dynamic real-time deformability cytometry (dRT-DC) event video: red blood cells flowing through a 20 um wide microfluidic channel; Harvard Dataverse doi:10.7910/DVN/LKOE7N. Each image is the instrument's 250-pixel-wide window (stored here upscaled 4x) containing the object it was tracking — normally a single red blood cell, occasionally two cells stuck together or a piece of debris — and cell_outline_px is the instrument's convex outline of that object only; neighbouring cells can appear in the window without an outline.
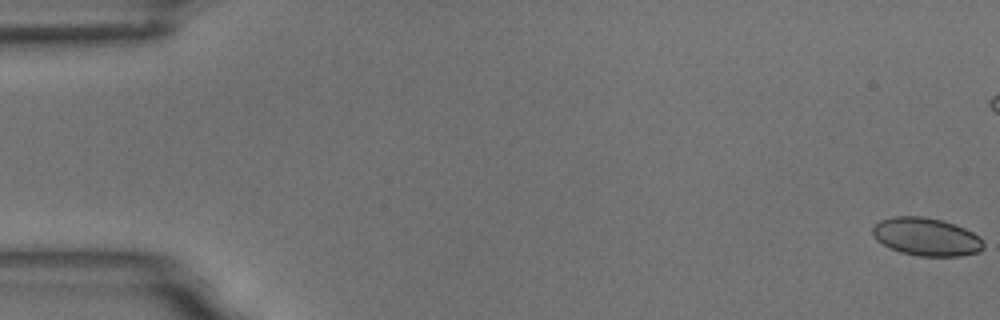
{"species": "common noctule bat (a hibernating species)", "species_latin": "Nyctalus noctula", "temperature_condition": "room temperature", "stored_images_in_passage": 11, "camera_frame_rate_fps": 3000, "um_per_image_px": 0.085, "animal": {"sex": "male", "body_mass_g": 18.8}, "frame": {"image": 1, "passage_image": 1, "time_ms": 0.0, "image_size_px": [1000, 320], "cell_outline_px": [[984, 248], [980, 252], [960, 256], [920, 256], [900, 252], [876, 240], [872, 232], [872, 228], [880, 220], [892, 216], [924, 216], [940, 220], [964, 228], [980, 236], [984, 244]], "centroid_in_image_um": [78.75, 20.13], "position_along_channel_um": 6.2, "area_um2": 24.51}}